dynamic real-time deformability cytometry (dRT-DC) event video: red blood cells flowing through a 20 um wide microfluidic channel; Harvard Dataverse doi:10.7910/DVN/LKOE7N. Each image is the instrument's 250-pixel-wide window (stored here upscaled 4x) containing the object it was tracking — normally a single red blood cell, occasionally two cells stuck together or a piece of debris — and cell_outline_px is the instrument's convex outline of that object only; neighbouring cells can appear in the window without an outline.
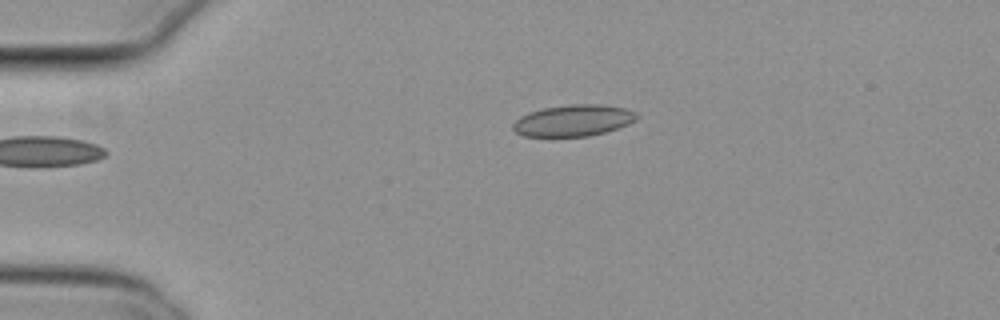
{"species": "common noctule bat (a hibernating species)", "species_latin": "Nyctalus noctula", "temperature_condition": "cold", "stored_images_in_passage": 43, "camera_frame_rate_fps": 3000, "um_per_image_px": 0.085, "animal": {"sex": "female", "body_mass_g": 29.2, "forearm_length_mm": 56.3}, "frame": {"image": 1, "passage_image": 1, "time_ms": 0.0, "image_size_px": [1000, 320], "cell_outline_px": [[640, 116], [636, 120], [628, 124], [604, 132], [588, 136], [524, 136], [516, 132], [512, 128], [512, 124], [520, 116], [528, 112], [544, 108], [572, 104], [600, 104], [624, 108], [636, 112]], "centroid_in_image_um": [48.73, 10.23], "position_along_channel_um": 36.3, "area_um2": 22.6}}
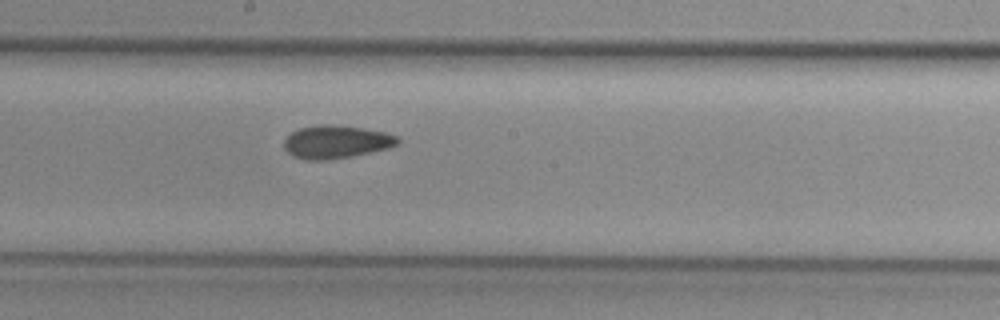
{"frame": {"image": 2, "passage_image": 19, "time_ms": 6.0, "image_size_px": [1000, 320], "cell_outline_px": [[400, 144], [388, 148], [352, 156], [324, 160], [304, 160], [292, 156], [284, 148], [284, 140], [292, 132], [300, 128], [320, 124], [328, 124], [360, 128], [384, 132], [396, 136], [400, 140]], "centroid_in_image_um": [28.56, 12.07], "position_along_channel_um": 219.6, "area_um2": 21.73}}
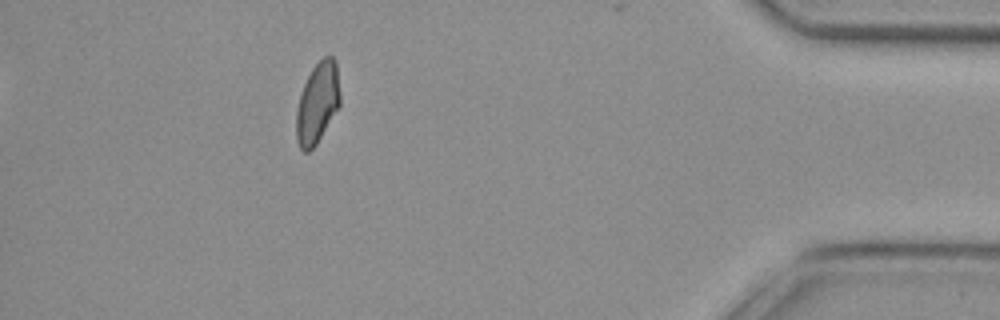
{"frame": {"image": 3, "passage_image": 38, "time_ms": 12.333, "image_size_px": [1000, 320], "cell_outline_px": [[340, 104], [316, 144], [308, 152], [304, 152], [300, 148], [296, 140], [296, 112], [300, 96], [304, 84], [312, 68], [324, 56], [332, 56], [336, 60], [340, 92]], "centroid_in_image_um": [26.98, 8.74], "position_along_channel_um": 408.2, "area_um2": 20.46}, "authors_computed_cell_mechanics": {"area_um2": 21.4438, "velocity_mm_per_s": 3.7853, "shape_relaxation_time_tau1_ms": null, "shape_relaxation_time_tau2_ms": 3.103, "deformation_change_tau1": null, "deformation_change_tau2": 0.0749}}